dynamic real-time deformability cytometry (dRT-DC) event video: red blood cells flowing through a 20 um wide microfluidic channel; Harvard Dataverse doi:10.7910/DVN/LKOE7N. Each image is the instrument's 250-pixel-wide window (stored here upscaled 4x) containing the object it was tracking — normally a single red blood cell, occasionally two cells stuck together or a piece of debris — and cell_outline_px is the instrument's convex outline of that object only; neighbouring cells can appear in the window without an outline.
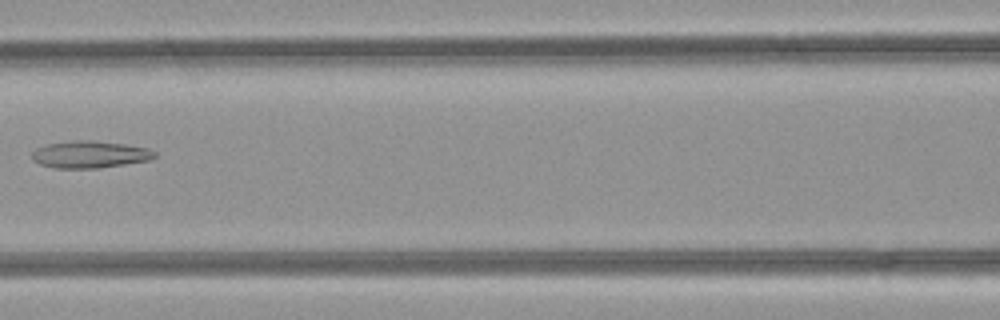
{"species": "common noctule bat (a hibernating species)", "species_latin": "Nyctalus noctula", "temperature_condition": "room temperature", "stored_images_in_passage": 5, "camera_frame_rate_fps": 3000, "um_per_image_px": 0.085, "animal": {"sex": "female", "body_mass_g": 21.9}, "frame": {"image": 1, "passage_image": 4, "time_ms": 1.0, "image_size_px": [1000, 320], "cell_outline_px": [[156, 156], [148, 160], [100, 168], [52, 168], [40, 164], [32, 160], [32, 152], [36, 148], [48, 144], [72, 140], [92, 140], [124, 144], [148, 148], [156, 152]], "centroid_in_image_um": [7.61, 13.13], "position_along_channel_um": 159.0, "area_um2": 19.36}}
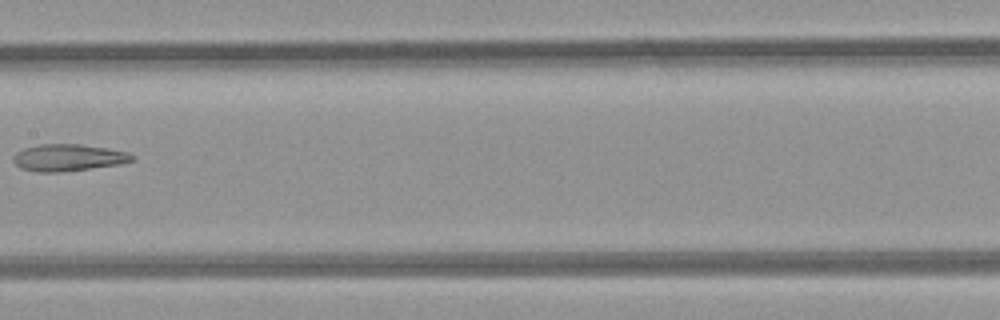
{"frame": {"image": 2, "passage_image": 5, "time_ms": 1.333, "image_size_px": [1000, 320], "cell_outline_px": [[136, 160], [120, 164], [60, 172], [36, 172], [20, 168], [12, 160], [12, 156], [16, 152], [24, 148], [40, 144], [80, 144], [108, 148], [128, 152], [136, 156]], "centroid_in_image_um": [5.81, 13.39], "position_along_channel_um": 201.6, "area_um2": 18.79}}